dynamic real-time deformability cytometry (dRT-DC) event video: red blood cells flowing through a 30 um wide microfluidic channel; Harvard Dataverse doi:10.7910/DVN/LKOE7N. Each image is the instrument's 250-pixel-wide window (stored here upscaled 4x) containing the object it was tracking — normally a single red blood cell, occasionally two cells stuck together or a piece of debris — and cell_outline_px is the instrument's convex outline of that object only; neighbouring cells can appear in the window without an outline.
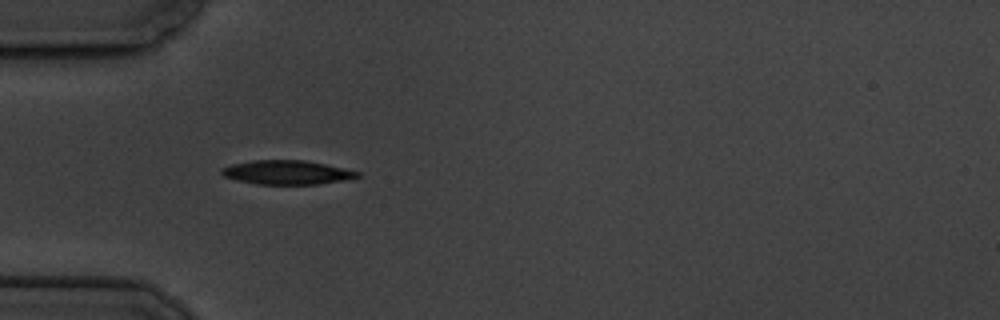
{"species": "common noctule bat (a hibernating species)", "species_latin": "Nyctalus noctula", "temperature_condition": "cold", "stored_images_in_passage": 3, "camera_frame_rate_fps": 3000, "um_per_image_px": 0.085, "animal": {"sex": "male", "body_mass_g": 19.5, "forearm_length_mm": 54.6}, "frame": {"image": 1, "passage_image": 1, "time_ms": 0.0, "image_size_px": [1000, 320], "cell_outline_px": [[360, 176], [344, 180], [316, 184], [256, 184], [236, 180], [224, 176], [220, 172], [220, 168], [232, 164], [252, 160], [304, 160], [344, 168], [360, 172]], "centroid_in_image_um": [24.35, 14.65], "position_along_channel_um": 60.7, "area_um2": 18.96}}
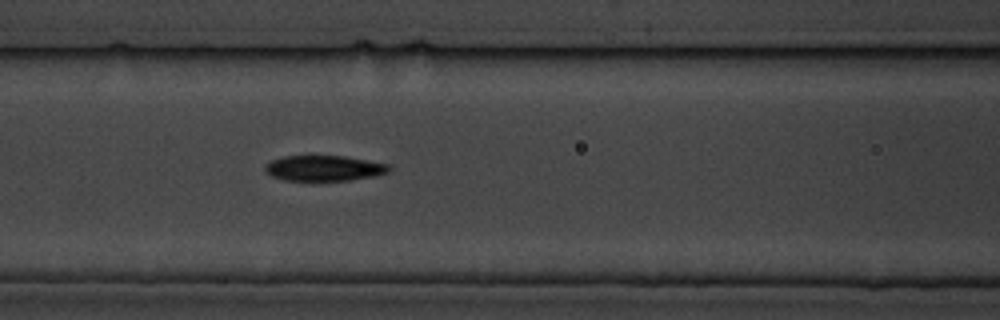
{"frame": {"image": 2, "passage_image": 3, "time_ms": 2.333, "image_size_px": [1000, 320], "cell_outline_px": [[392, 168], [388, 172], [372, 176], [352, 180], [284, 180], [272, 176], [264, 172], [264, 164], [272, 160], [284, 156], [344, 156], [392, 164]], "centroid_in_image_um": [27.55, 14.29], "position_along_channel_um": 139.1, "area_um2": 18.5}}